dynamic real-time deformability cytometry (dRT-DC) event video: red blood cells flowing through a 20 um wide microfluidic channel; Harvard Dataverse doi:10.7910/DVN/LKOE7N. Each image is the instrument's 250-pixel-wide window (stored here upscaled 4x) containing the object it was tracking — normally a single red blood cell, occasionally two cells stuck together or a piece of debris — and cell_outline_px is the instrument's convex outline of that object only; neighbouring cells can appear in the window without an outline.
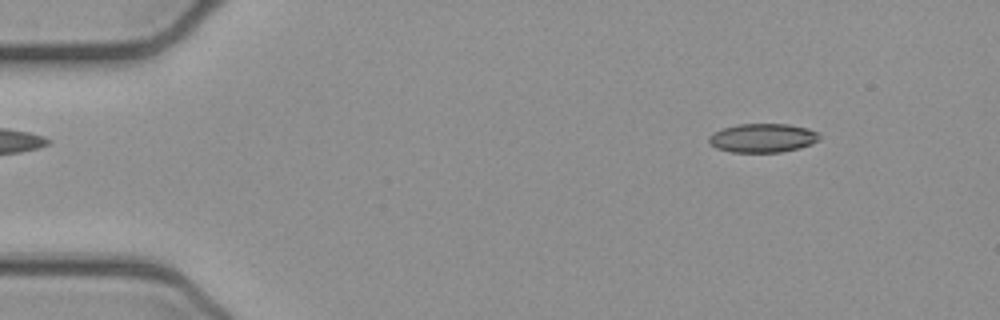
{"species": "common noctule bat (a hibernating species)", "species_latin": "Nyctalus noctula", "temperature_condition": "cold", "stored_images_in_passage": 52, "camera_frame_rate_fps": 3000, "um_per_image_px": 0.085, "animal": {"sex": "female", "body_mass_g": 21.9}, "frame": {"image": 1, "passage_image": 6, "time_ms": 1.667, "image_size_px": [1000, 320], "cell_outline_px": [[820, 136], [812, 144], [800, 148], [780, 152], [732, 152], [716, 148], [708, 140], [708, 136], [712, 132], [720, 128], [736, 124], [788, 124], [808, 128], [816, 132]], "centroid_in_image_um": [64.78, 11.72], "position_along_channel_um": 20.2, "area_um2": 18.67}}
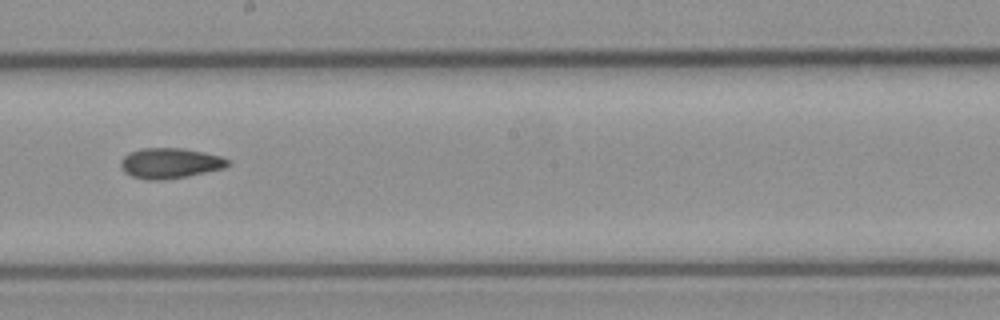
{"frame": {"image": 2, "passage_image": 29, "time_ms": 9.333, "image_size_px": [1000, 320], "cell_outline_px": [[232, 164], [224, 168], [188, 176], [164, 180], [148, 180], [132, 176], [124, 172], [120, 164], [120, 160], [128, 152], [140, 148], [184, 148], [204, 152], [220, 156], [232, 160]], "centroid_in_image_um": [14.47, 13.86], "position_along_channel_um": 233.7, "area_um2": 19.25}}
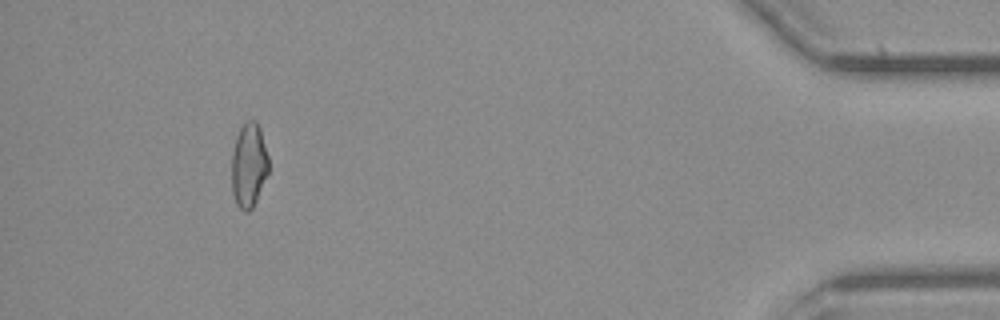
{"frame": {"image": 3, "passage_image": 48, "time_ms": 15.667, "image_size_px": [1000, 320], "cell_outline_px": [[268, 172], [256, 200], [252, 208], [248, 212], [244, 212], [236, 204], [232, 192], [232, 152], [236, 136], [240, 128], [248, 120], [256, 120], [260, 128], [268, 156]], "centroid_in_image_um": [21.14, 14.04], "position_along_channel_um": 414.1, "area_um2": 18.09}, "authors_computed_cell_mechanics": {"area_um2": 18.6405, "velocity_mm_per_s": 3.9204, "shape_relaxation_time_tau1_ms": null, "shape_relaxation_time_tau2_ms": 10.6233, "deformation_change_tau1": null, "deformation_change_tau2": 0.1602}}